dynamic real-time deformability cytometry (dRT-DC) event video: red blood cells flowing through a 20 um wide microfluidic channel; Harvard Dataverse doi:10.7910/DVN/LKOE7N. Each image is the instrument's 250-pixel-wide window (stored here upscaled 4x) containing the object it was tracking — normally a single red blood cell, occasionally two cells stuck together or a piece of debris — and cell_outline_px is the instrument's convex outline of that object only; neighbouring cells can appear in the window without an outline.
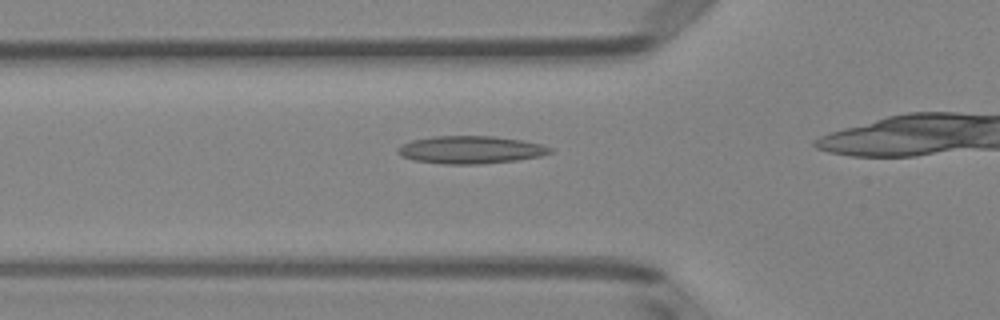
{"species": "Egyptian fruit bat (a non-hibernating species)", "species_latin": "Rousettus aegyptiacus", "temperature_condition": "room temperature", "stored_images_in_passage": 34, "camera_frame_rate_fps": 3000, "um_per_image_px": 0.085, "animal": {"sex": "female"}, "frame": {"image": 1, "passage_image": 10, "time_ms": 3.0, "image_size_px": [1000, 320], "cell_outline_px": [[552, 152], [540, 156], [516, 160], [480, 164], [444, 164], [412, 160], [400, 156], [396, 152], [396, 148], [400, 144], [412, 140], [432, 136], [492, 136], [520, 140], [540, 144], [552, 148]], "centroid_in_image_um": [39.92, 12.73], "position_along_channel_um": 85.9, "area_um2": 24.62}}
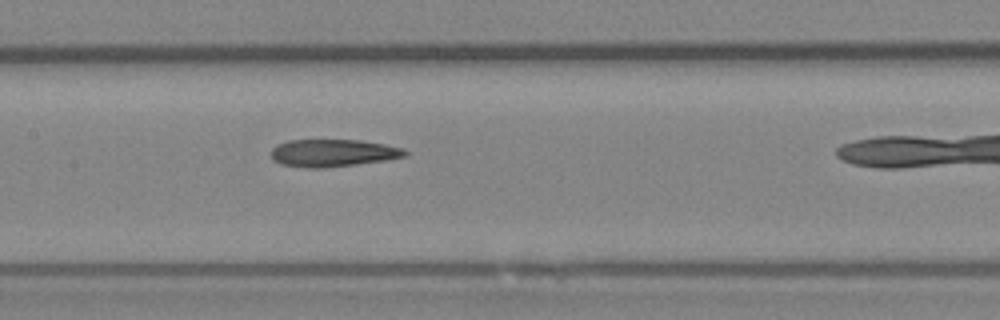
{"frame": {"image": 2, "passage_image": 17, "time_ms": 5.333, "image_size_px": [1000, 320], "cell_outline_px": [[408, 156], [388, 160], [324, 168], [304, 168], [280, 164], [272, 160], [272, 148], [276, 144], [288, 140], [360, 140], [384, 144], [404, 148], [408, 152]], "centroid_in_image_um": [28.31, 13.01], "position_along_channel_um": 179.1, "area_um2": 21.68}}
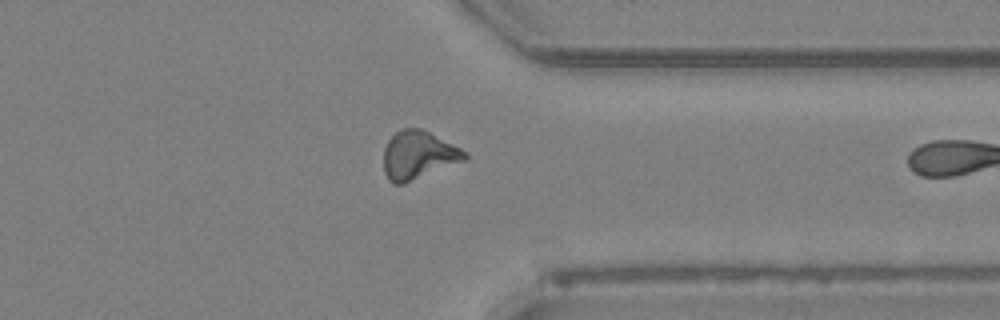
{"frame": {"image": 3, "passage_image": 32, "time_ms": 10.333, "image_size_px": [1000, 320], "cell_outline_px": [[468, 160], [404, 184], [396, 184], [388, 180], [384, 172], [384, 148], [388, 140], [400, 128], [420, 128], [468, 152]], "centroid_in_image_um": [35.57, 13.21], "position_along_channel_um": 375.8, "area_um2": 22.95}}